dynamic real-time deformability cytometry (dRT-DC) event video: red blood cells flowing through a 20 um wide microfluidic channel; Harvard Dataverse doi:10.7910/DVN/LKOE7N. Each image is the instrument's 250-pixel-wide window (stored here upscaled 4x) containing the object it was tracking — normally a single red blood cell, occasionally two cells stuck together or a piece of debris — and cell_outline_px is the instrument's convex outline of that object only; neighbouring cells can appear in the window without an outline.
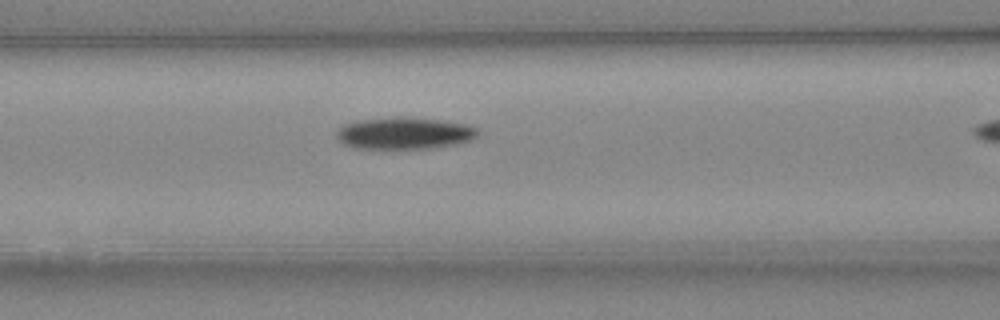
{"species": "Egyptian fruit bat (a non-hibernating species)", "species_latin": "Rousettus aegyptiacus", "temperature_condition": "cold", "stored_images_in_passage": 16, "camera_frame_rate_fps": 3000, "um_per_image_px": 0.085, "animal": {"sex": "female"}, "frame": {"image": 1, "passage_image": 12, "time_ms": 3.667, "image_size_px": [1000, 320], "cell_outline_px": [[480, 132], [472, 140], [456, 144], [432, 148], [352, 148], [344, 144], [336, 136], [336, 132], [344, 124], [356, 120], [440, 120], [464, 124], [476, 128]], "centroid_in_image_um": [34.38, 11.38], "position_along_channel_um": 132.2, "area_um2": 25.03}}